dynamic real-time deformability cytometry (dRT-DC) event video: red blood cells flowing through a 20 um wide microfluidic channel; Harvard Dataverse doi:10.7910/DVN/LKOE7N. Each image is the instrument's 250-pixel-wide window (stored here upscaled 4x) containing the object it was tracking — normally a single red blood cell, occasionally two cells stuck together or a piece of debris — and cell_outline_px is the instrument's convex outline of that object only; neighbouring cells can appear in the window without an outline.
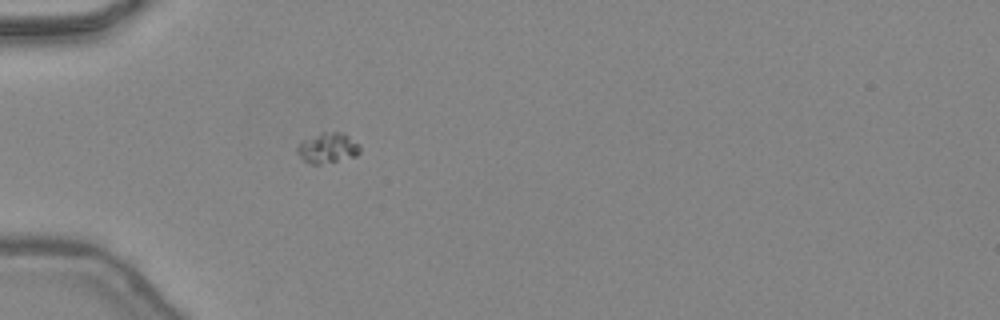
{"species": "common noctule bat (a hibernating species)", "species_latin": "Nyctalus noctula", "temperature_condition": "warm", "stored_images_in_passage": 25, "camera_frame_rate_fps": 3000, "um_per_image_px": 0.085, "animal": {"sex": "female", "body_mass_g": 24.6, "forearm_length_mm": 56.2}, "frame": {"image": 1, "passage_image": 1, "time_ms": 0.0, "image_size_px": [1000, 320], "cell_outline_px": [[360, 152], [356, 156], [320, 164], [312, 164], [304, 160], [296, 152], [296, 148], [300, 140], [320, 132], [344, 132], [360, 144]], "centroid_in_image_um": [27.84, 12.54], "position_along_channel_um": 57.2, "area_um2": 11.27}}
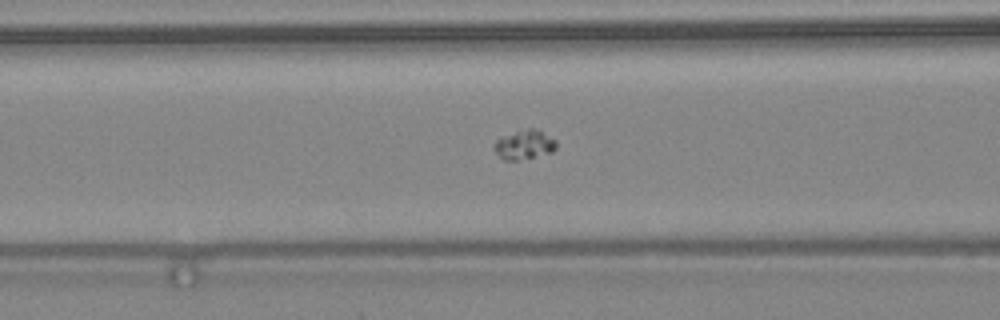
{"frame": {"image": 2, "passage_image": 6, "time_ms": 1.667, "image_size_px": [1000, 320], "cell_outline_px": [[556, 148], [552, 152], [516, 160], [504, 160], [492, 148], [496, 140], [500, 136], [528, 128], [536, 128], [556, 140]], "centroid_in_image_um": [44.54, 12.28], "position_along_channel_um": 122.1, "area_um2": 10.52}}
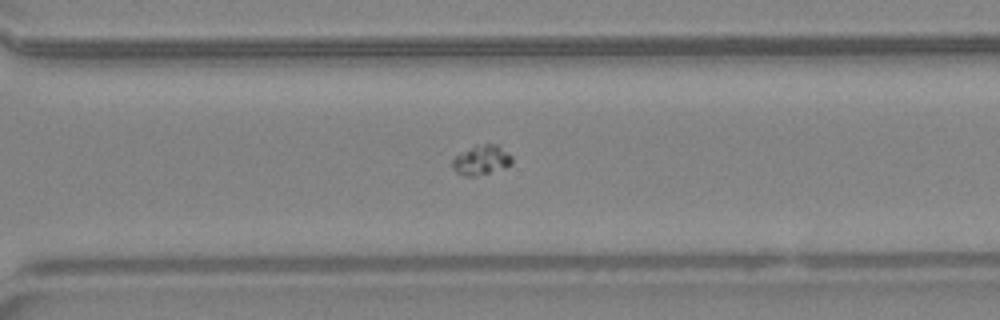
{"frame": {"image": 3, "passage_image": 20, "time_ms": 6.333, "image_size_px": [1000, 320], "cell_outline_px": [[512, 164], [508, 168], [476, 176], [460, 176], [452, 168], [452, 160], [460, 152], [476, 144], [496, 144], [508, 152], [512, 156]], "centroid_in_image_um": [40.92, 13.62], "position_along_channel_um": 329.7, "area_um2": 10.64}}